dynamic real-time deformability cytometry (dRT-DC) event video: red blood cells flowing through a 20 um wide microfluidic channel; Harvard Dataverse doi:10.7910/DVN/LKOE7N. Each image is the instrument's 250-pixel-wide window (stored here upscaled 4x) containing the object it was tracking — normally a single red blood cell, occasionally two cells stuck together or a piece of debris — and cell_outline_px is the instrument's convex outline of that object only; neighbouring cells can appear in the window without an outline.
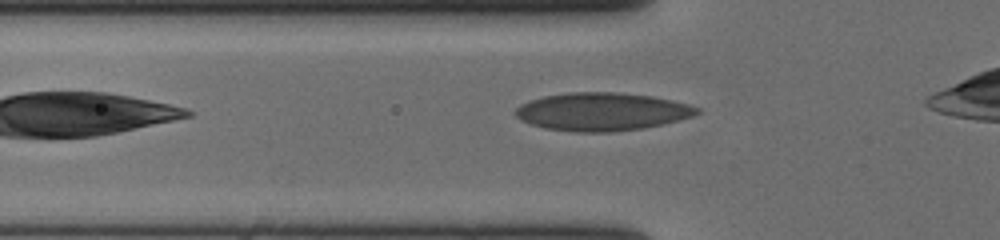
{"species": "human", "species_latin": "Homo sapiens", "temperature_condition": "cold", "stored_images_in_passage": 26, "camera_frame_rate_fps": 3000, "um_per_image_px": 0.085, "donor": {"sex": "female"}, "frame": {"image": 1, "passage_image": 2, "time_ms": 0.333, "image_size_px": [1000, 240], "cell_outline_px": [[700, 112], [692, 116], [664, 124], [644, 128], [608, 132], [576, 132], [544, 128], [520, 120], [512, 112], [520, 104], [528, 100], [544, 96], [568, 92], [616, 92], [652, 96], [672, 100], [688, 104], [700, 108]], "centroid_in_image_um": [51.14, 9.49], "position_along_channel_um": 74.7, "area_um2": 40.4}}
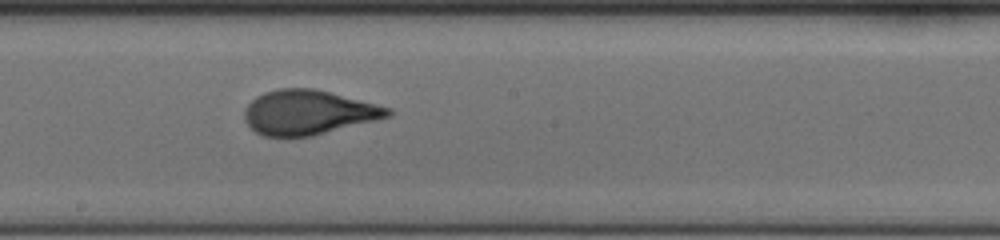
{"frame": {"image": 2, "passage_image": 14, "time_ms": 4.333, "image_size_px": [1000, 240], "cell_outline_px": [[392, 116], [312, 136], [264, 136], [256, 132], [244, 120], [244, 108], [256, 96], [264, 92], [276, 88], [316, 88], [392, 108]], "centroid_in_image_um": [26.21, 9.54], "position_along_channel_um": 222.0, "area_um2": 37.34}}
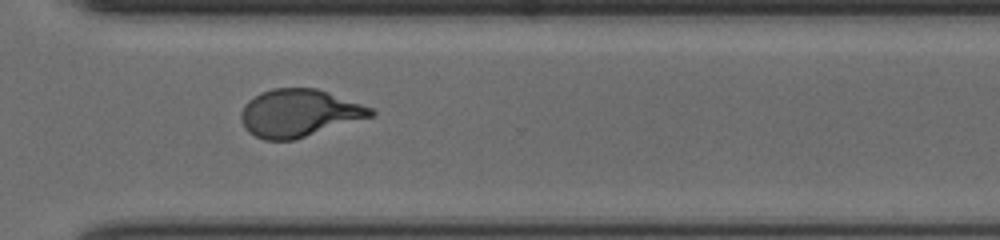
{"frame": {"image": 3, "passage_image": 24, "time_ms": 7.667, "image_size_px": [1000, 240], "cell_outline_px": [[376, 112], [372, 116], [292, 140], [264, 140], [248, 132], [244, 128], [240, 116], [240, 112], [244, 104], [248, 100], [260, 92], [272, 88], [316, 88], [328, 92], [372, 108]], "centroid_in_image_um": [25.36, 9.6], "position_along_channel_um": 345.2, "area_um2": 35.66}, "authors_computed_cell_mechanics": {"area_um2": 36.6452, "velocity_mm_per_s": 3.6874, "shape_relaxation_time_tau1_ms": 5.3875, "shape_relaxation_time_tau2_ms": 0.6932, "deformation_change_tau1": 0.2021, "deformation_change_tau2": 0.074}}